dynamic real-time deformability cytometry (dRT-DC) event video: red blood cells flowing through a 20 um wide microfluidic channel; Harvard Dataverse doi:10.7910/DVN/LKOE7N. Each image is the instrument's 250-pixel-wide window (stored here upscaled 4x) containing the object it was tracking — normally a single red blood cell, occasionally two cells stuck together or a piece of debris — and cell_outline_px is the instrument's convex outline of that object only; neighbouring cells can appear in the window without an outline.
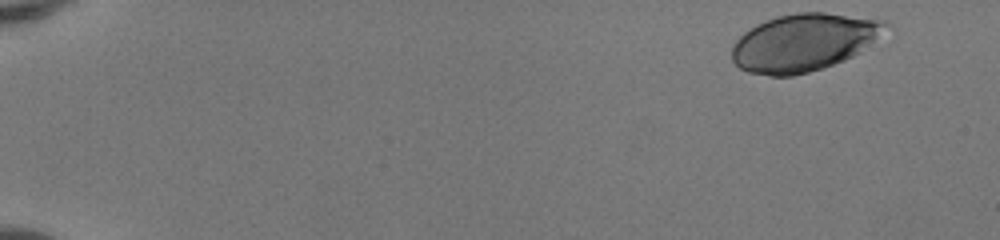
{"species": "human", "species_latin": "Homo sapiens", "temperature_condition": "room temperature", "stored_images_in_passage": 48, "camera_frame_rate_fps": 3000, "um_per_image_px": 0.085, "donor": {"sex": "female"}, "frame": {"image": 1, "passage_image": 1, "time_ms": 0.0, "image_size_px": [1000, 240], "cell_outline_px": [[892, 24], [852, 56], [844, 60], [808, 72], [792, 76], [768, 76], [748, 72], [740, 68], [732, 60], [732, 48], [736, 40], [744, 32], [756, 24], [776, 16], [796, 12], [824, 12], [888, 20]], "centroid_in_image_um": [68.28, 3.59], "position_along_channel_um": 16.7, "area_um2": 51.1}}
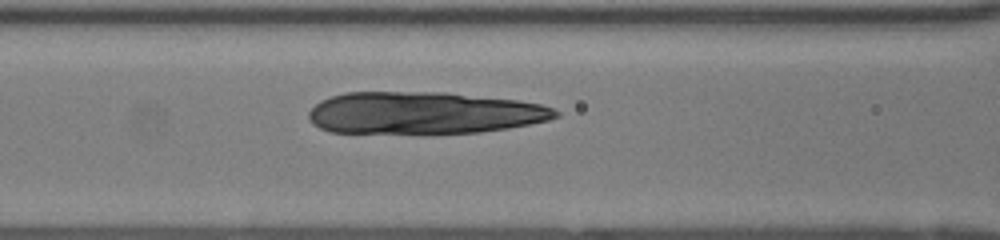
{"frame": {"image": 2, "passage_image": 21, "time_ms": 6.667, "image_size_px": [1000, 240], "cell_outline_px": [[560, 116], [548, 120], [508, 128], [480, 132], [428, 136], [424, 136], [332, 132], [320, 128], [312, 124], [308, 120], [308, 112], [320, 100], [344, 92], [444, 92], [516, 100], [540, 104], [552, 108], [560, 112]], "centroid_in_image_um": [35.97, 9.64], "position_along_channel_um": 130.6, "area_um2": 62.31}}
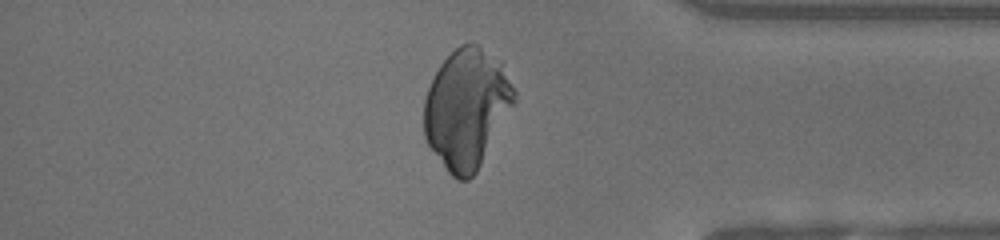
{"frame": {"image": 3, "passage_image": 41, "time_ms": 13.333, "image_size_px": [1000, 240], "cell_outline_px": [[516, 104], [476, 172], [468, 180], [456, 180], [448, 172], [428, 144], [424, 136], [424, 100], [428, 88], [440, 64], [460, 44], [480, 44], [500, 64], [516, 92]], "centroid_in_image_um": [39.67, 9.25], "position_along_channel_um": 395.5, "area_um2": 62.42}}